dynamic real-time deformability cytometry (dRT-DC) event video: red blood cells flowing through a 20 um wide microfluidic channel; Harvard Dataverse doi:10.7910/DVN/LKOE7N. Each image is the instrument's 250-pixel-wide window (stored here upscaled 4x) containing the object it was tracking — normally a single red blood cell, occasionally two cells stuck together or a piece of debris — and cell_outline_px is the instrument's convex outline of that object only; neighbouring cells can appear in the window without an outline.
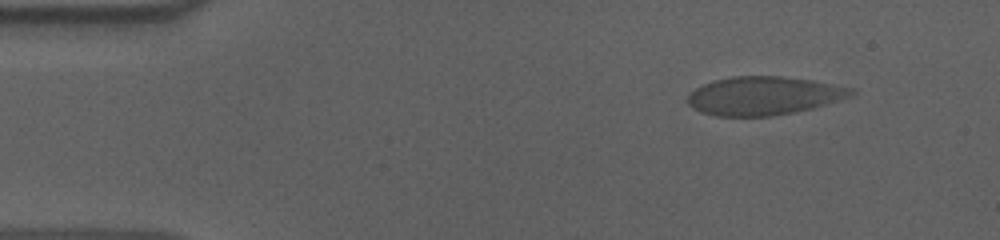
{"species": "human", "species_latin": "Homo sapiens", "temperature_condition": "cold", "stored_images_in_passage": 55, "camera_frame_rate_fps": 3000, "um_per_image_px": 0.085, "donor": {"sex": "male"}, "frame": {"image": 1, "passage_image": 6, "time_ms": 1.667, "image_size_px": [1000, 240], "cell_outline_px": [[856, 92], [848, 96], [812, 108], [772, 116], [716, 116], [700, 112], [692, 108], [684, 100], [688, 92], [712, 80], [732, 76], [780, 76], [812, 80], [856, 88]], "centroid_in_image_um": [64.84, 8.13], "position_along_channel_um": 20.2, "area_um2": 36.76}}
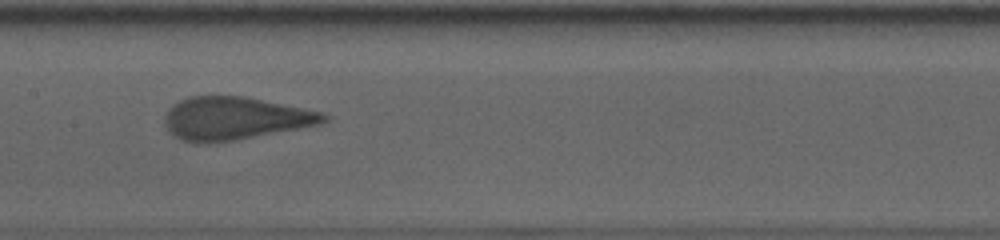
{"frame": {"image": 2, "passage_image": 27, "time_ms": 8.667, "image_size_px": [1000, 240], "cell_outline_px": [[332, 116], [324, 124], [236, 140], [208, 144], [196, 144], [180, 140], [168, 132], [164, 124], [164, 116], [168, 108], [172, 104], [188, 96], [240, 96], [324, 112]], "centroid_in_image_um": [19.94, 10.09], "position_along_channel_um": 187.5, "area_um2": 40.34}}
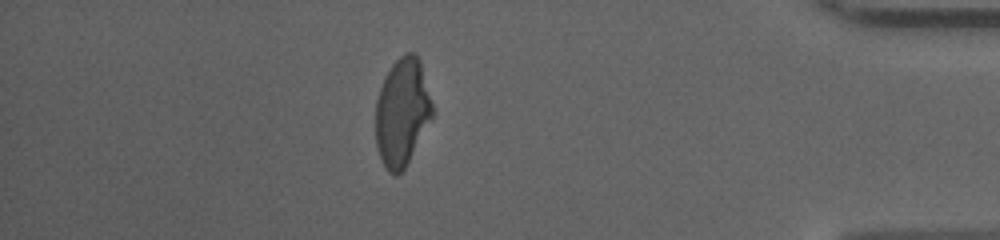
{"frame": {"image": 3, "passage_image": 48, "time_ms": 15.667, "image_size_px": [1000, 240], "cell_outline_px": [[432, 120], [404, 168], [396, 176], [392, 176], [388, 172], [380, 156], [376, 144], [376, 100], [384, 76], [392, 64], [404, 52], [416, 52], [420, 60], [432, 104]], "centroid_in_image_um": [34.18, 9.52], "position_along_channel_um": 401.0, "area_um2": 35.6}, "authors_computed_cell_mechanics": {"area_um2": 39.1306, "velocity_mm_per_s": 3.6402, "shape_relaxation_time_tau1_ms": 9.0592, "shape_relaxation_time_tau2_ms": null, "deformation_change_tau1": 0.231, "deformation_change_tau2": null}}